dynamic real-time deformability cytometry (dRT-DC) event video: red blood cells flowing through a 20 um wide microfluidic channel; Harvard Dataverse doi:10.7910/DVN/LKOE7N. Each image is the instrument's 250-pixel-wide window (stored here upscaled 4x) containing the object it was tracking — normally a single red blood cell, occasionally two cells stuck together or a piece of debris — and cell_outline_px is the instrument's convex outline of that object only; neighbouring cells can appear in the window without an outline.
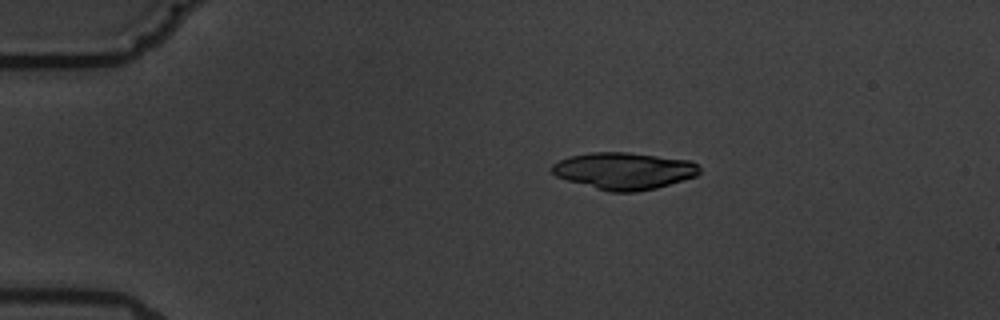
{"species": "common noctule bat (a hibernating species)", "species_latin": "Nyctalus noctula", "temperature_condition": "warm", "stored_images_in_passage": 6, "camera_frame_rate_fps": 3000, "um_per_image_px": 0.085, "animal": {"sex": "male", "body_mass_g": 19.5, "forearm_length_mm": 54.6}, "frame": {"image": 1, "passage_image": 4, "time_ms": 3.667, "image_size_px": [1000, 320], "cell_outline_px": [[700, 172], [696, 176], [656, 188], [636, 192], [612, 192], [596, 188], [568, 180], [556, 176], [548, 168], [552, 164], [568, 156], [592, 152], [624, 152], [692, 160], [700, 168]], "centroid_in_image_um": [53.03, 14.51], "position_along_channel_um": 32.0, "area_um2": 31.67}}